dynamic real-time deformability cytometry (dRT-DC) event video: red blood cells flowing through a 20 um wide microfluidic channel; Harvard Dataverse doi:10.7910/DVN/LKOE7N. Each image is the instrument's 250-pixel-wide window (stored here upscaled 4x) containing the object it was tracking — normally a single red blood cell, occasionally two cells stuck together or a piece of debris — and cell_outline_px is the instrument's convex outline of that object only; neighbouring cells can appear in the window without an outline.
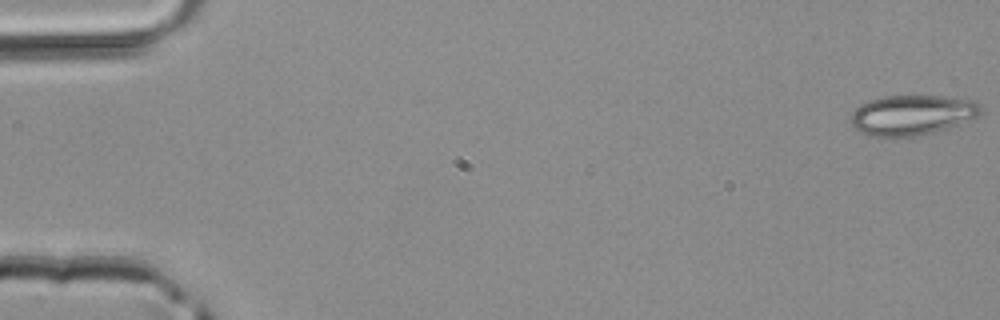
{"species": "common noctule bat (a hibernating species)", "species_latin": "Nyctalus noctula", "temperature_condition": "room temperature", "stored_images_in_passage": 5, "camera_frame_rate_fps": 3000, "um_per_image_px": 0.085, "animal": {"sex": "male", "body_mass_g": 20.4}, "frame": {"image": 1, "passage_image": 1, "time_ms": 0.0, "image_size_px": [1000, 320], "cell_outline_px": [[980, 112], [976, 116], [956, 124], [932, 132], [916, 136], [868, 136], [860, 132], [852, 124], [852, 112], [860, 104], [868, 100], [884, 96], [944, 96], [976, 100], [980, 104]], "centroid_in_image_um": [77.49, 9.75], "position_along_channel_um": 7.5, "area_um2": 29.94}}